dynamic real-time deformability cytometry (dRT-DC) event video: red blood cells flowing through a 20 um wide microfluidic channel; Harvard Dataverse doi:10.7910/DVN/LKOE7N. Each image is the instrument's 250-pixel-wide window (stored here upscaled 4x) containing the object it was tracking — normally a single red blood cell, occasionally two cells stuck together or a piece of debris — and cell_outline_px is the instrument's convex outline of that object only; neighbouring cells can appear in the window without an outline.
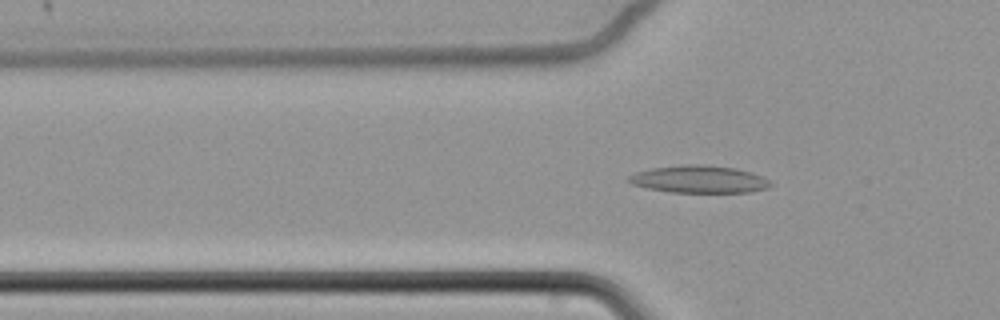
{"species": "common noctule bat (a hibernating species)", "species_latin": "Nyctalus noctula", "temperature_condition": "cold", "stored_images_in_passage": 62, "camera_frame_rate_fps": 3000, "um_per_image_px": 0.085, "animal": {"sex": "female", "body_mass_g": 22.7, "forearm_length_mm": 54.2}, "frame": {"image": 1, "passage_image": 25, "time_ms": 8.0, "image_size_px": [1000, 320], "cell_outline_px": [[772, 184], [768, 188], [752, 192], [672, 192], [648, 188], [632, 184], [628, 180], [628, 176], [636, 172], [652, 168], [680, 164], [700, 164], [736, 168], [752, 172], [764, 176]], "centroid_in_image_um": [59.46, 15.23], "position_along_channel_um": 66.3, "area_um2": 22.72}}
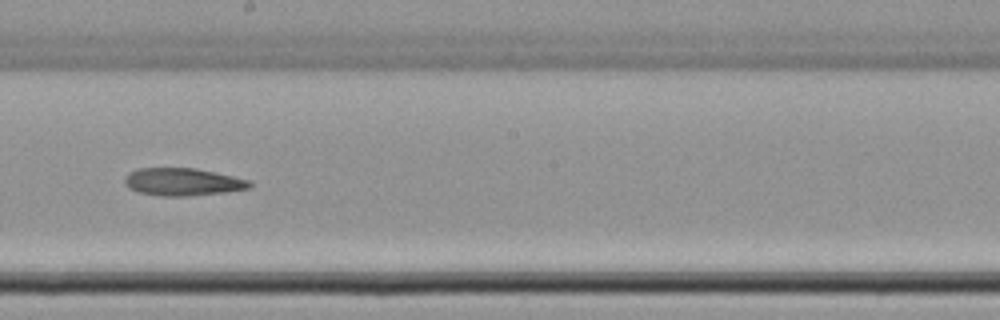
{"frame": {"image": 2, "passage_image": 40, "time_ms": 13.0, "image_size_px": [1000, 320], "cell_outline_px": [[252, 188], [224, 192], [188, 196], [160, 196], [140, 192], [128, 188], [124, 184], [124, 180], [132, 172], [140, 168], [196, 168], [216, 172], [248, 180], [252, 184]], "centroid_in_image_um": [15.55, 15.46], "position_along_channel_um": 232.6, "area_um2": 19.94}}
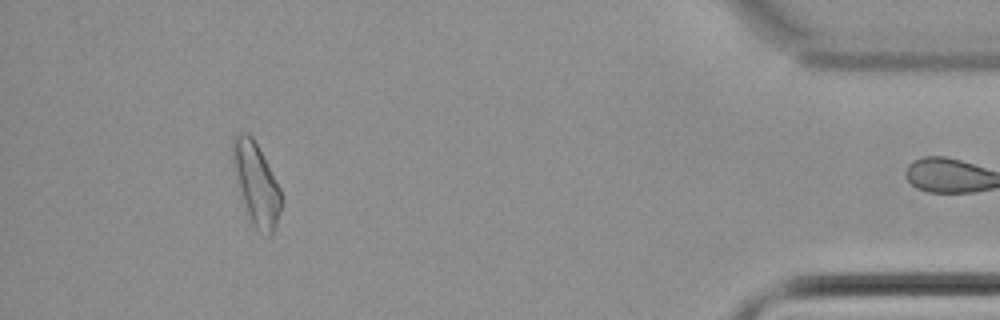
{"frame": {"image": 3, "passage_image": 61, "time_ms": 20.0, "image_size_px": [1000, 320], "cell_outline_px": [[280, 208], [276, 228], [268, 236], [256, 228], [252, 224], [248, 216], [240, 196], [232, 148], [232, 144], [236, 136], [240, 132], [248, 132], [252, 136], [280, 188]], "centroid_in_image_um": [21.78, 15.65], "position_along_channel_um": 413.4, "area_um2": 22.37}}